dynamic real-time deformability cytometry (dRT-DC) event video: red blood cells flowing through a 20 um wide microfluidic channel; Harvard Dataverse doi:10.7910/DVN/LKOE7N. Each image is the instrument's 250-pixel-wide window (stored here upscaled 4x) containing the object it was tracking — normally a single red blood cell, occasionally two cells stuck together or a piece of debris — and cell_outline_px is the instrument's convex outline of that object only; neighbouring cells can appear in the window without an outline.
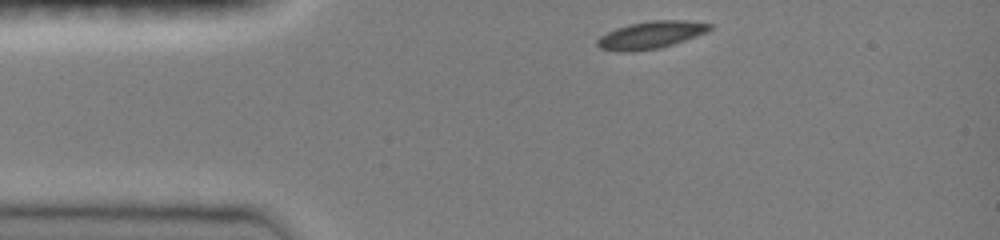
{"species": "common noctule bat (a hibernating species)", "species_latin": "Nyctalus noctula", "temperature_condition": "room temperature", "stored_images_in_passage": 35, "camera_frame_rate_fps": 3000, "um_per_image_px": 0.085, "animal": {"sex": "female", "body_mass_g": 19.0, "forearm_length_mm": 51.5}, "frame": {"image": 1, "passage_image": 1, "time_ms": 0.0, "image_size_px": [1000, 240], "cell_outline_px": [[712, 28], [708, 32], [660, 48], [632, 52], [620, 52], [600, 48], [596, 44], [596, 40], [600, 36], [616, 28], [628, 24], [648, 20], [684, 20], [712, 24]], "centroid_in_image_um": [55.3, 2.97], "position_along_channel_um": 29.7, "area_um2": 18.03}}
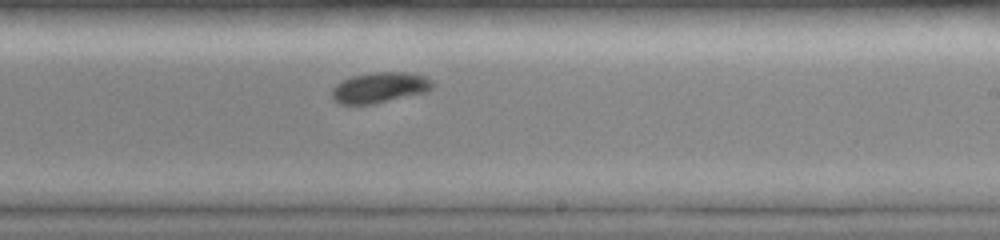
{"frame": {"image": 2, "passage_image": 21, "time_ms": 6.667, "image_size_px": [1000, 240], "cell_outline_px": [[432, 88], [428, 92], [376, 104], [340, 104], [332, 96], [332, 88], [336, 84], [352, 76], [372, 72], [408, 72], [424, 76], [432, 80]], "centroid_in_image_um": [32.3, 7.45], "position_along_channel_um": 256.7, "area_um2": 18.03}}
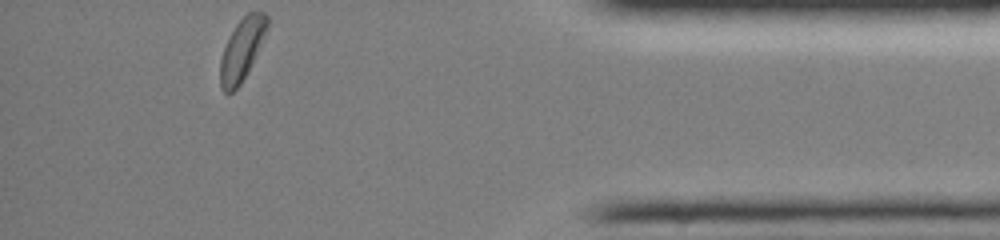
{"frame": {"image": 3, "passage_image": 35, "time_ms": 11.333, "image_size_px": [1000, 240], "cell_outline_px": [[268, 28], [240, 84], [232, 92], [224, 92], [220, 88], [220, 60], [228, 36], [236, 24], [248, 12], [264, 12], [268, 16]], "centroid_in_image_um": [20.53, 4.18], "position_along_channel_um": 414.7, "area_um2": 16.47}, "authors_computed_cell_mechanics": {"area_um2": 17.629, "velocity_mm_per_s": 4.0179, "shape_relaxation_time_tau1_ms": 1.9481, "shape_relaxation_time_tau2_ms": null, "deformation_change_tau1": 0.0955, "deformation_change_tau2": null}}